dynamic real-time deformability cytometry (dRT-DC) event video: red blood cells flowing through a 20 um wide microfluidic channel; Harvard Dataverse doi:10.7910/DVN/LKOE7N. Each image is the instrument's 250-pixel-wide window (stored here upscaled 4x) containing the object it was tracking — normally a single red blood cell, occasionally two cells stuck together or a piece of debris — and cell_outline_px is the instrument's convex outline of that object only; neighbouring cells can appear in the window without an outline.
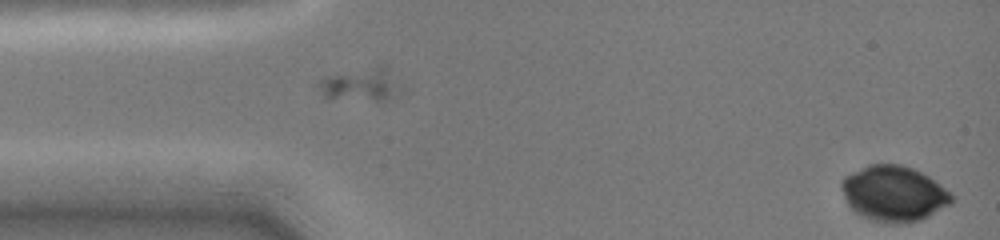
{"species": "common noctule bat (a hibernating species)", "species_latin": "Nyctalus noctula", "temperature_condition": "cold", "stored_images_in_passage": 22, "segment_of_instrument_passage": [2, 2], "camera_frame_rate_fps": 3000, "um_per_image_px": 0.085, "animal": {"sex": "female", "body_mass_g": 19.0, "forearm_length_mm": 51.5}, "frame": {"image": 1, "passage_image": 22, "time_ms": 4.333, "image_size_px": [1000, 240], "cell_outline_px": [[956, 200], [952, 204], [920, 220], [908, 224], [888, 224], [872, 220], [860, 216], [852, 212], [840, 188], [840, 184], [844, 176], [868, 164], [900, 164], [912, 168], [928, 176], [952, 192]], "centroid_in_image_um": [75.98, 16.48], "position_along_channel_um": 9.0, "area_um2": 36.3}}